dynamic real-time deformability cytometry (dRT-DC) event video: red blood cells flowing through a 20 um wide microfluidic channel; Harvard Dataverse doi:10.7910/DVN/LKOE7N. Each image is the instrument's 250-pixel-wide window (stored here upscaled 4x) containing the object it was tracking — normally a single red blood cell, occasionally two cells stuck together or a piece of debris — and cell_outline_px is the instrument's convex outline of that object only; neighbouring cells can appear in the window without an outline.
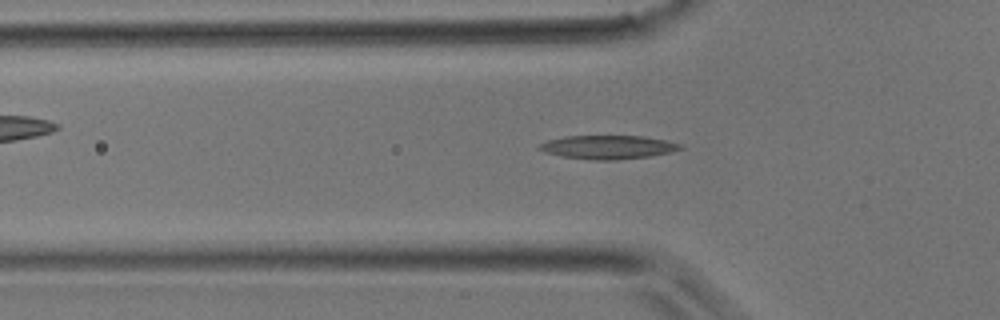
{"species": "common noctule bat (a hibernating species)", "species_latin": "Nyctalus noctula", "temperature_condition": "room temperature", "stored_images_in_passage": 38, "camera_frame_rate_fps": 3000, "um_per_image_px": 0.085, "animal": {"sex": "male", "body_mass_g": 17.9}, "frame": {"image": 1, "passage_image": 13, "time_ms": 4.0, "image_size_px": [1000, 320], "cell_outline_px": [[684, 148], [672, 152], [652, 156], [616, 160], [592, 160], [564, 156], [544, 152], [536, 148], [540, 144], [548, 140], [564, 136], [644, 136], [664, 140], [680, 144]], "centroid_in_image_um": [51.69, 12.51], "position_along_channel_um": 74.1, "area_um2": 19.42}}
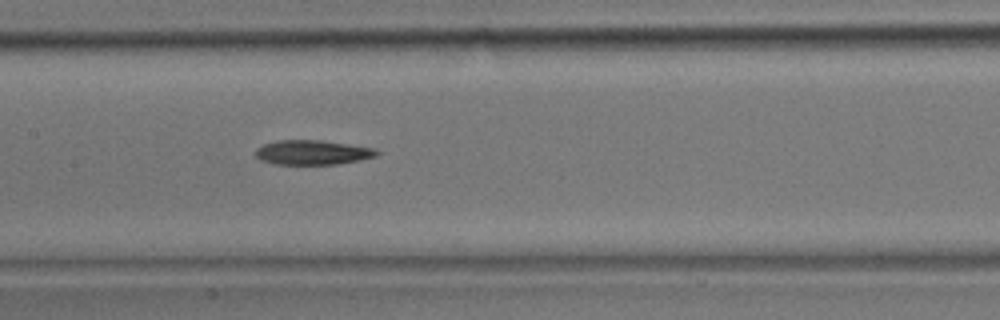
{"frame": {"image": 2, "passage_image": 19, "time_ms": 6.0, "image_size_px": [1000, 320], "cell_outline_px": [[380, 152], [376, 156], [360, 160], [336, 164], [276, 164], [260, 160], [256, 156], [256, 148], [264, 144], [276, 140], [320, 140], [376, 148]], "centroid_in_image_um": [26.57, 12.95], "position_along_channel_um": 180.8, "area_um2": 17.34}}
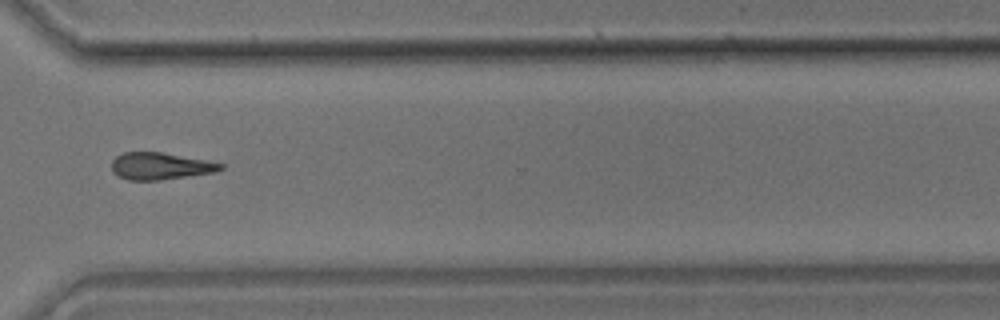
{"frame": {"image": 3, "passage_image": 29, "time_ms": 9.333, "image_size_px": [1000, 320], "cell_outline_px": [[224, 168], [216, 172], [160, 180], [128, 180], [116, 176], [112, 172], [112, 160], [116, 156], [124, 152], [160, 152], [208, 160], [224, 164]], "centroid_in_image_um": [13.62, 14.12], "position_along_channel_um": 357.0, "area_um2": 17.28}}